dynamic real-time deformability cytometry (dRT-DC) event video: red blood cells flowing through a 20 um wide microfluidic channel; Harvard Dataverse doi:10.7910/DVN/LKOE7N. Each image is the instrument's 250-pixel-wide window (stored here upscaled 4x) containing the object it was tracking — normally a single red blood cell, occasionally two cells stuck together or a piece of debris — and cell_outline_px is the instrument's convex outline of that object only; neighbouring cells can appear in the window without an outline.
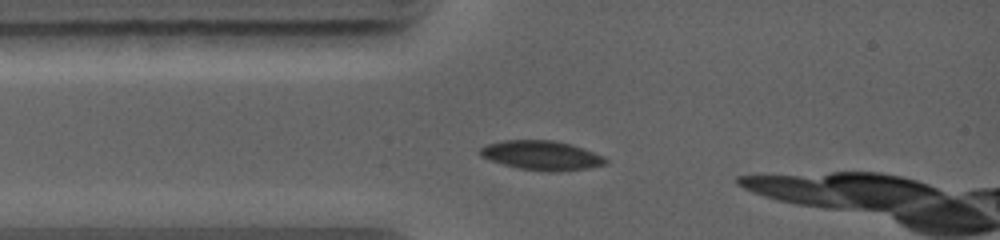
{"species": "common noctule bat (a hibernating species)", "species_latin": "Nyctalus noctula", "temperature_condition": "warm", "stored_images_in_passage": 4, "camera_frame_rate_fps": 5000, "um_per_image_px": 0.085, "animal": {"sex": "female", "body_mass_g": 19.0, "forearm_length_mm": 56.7}, "frame": {"image": 1, "passage_image": 1, "time_ms": 0.0, "image_size_px": [1000, 240], "cell_outline_px": [[608, 160], [604, 164], [588, 168], [552, 172], [548, 172], [520, 168], [504, 164], [480, 156], [476, 152], [480, 148], [488, 144], [504, 140], [556, 140], [572, 144], [584, 148], [604, 156]], "centroid_in_image_um": [46.04, 13.19], "position_along_channel_um": 39.0, "area_um2": 21.44}}
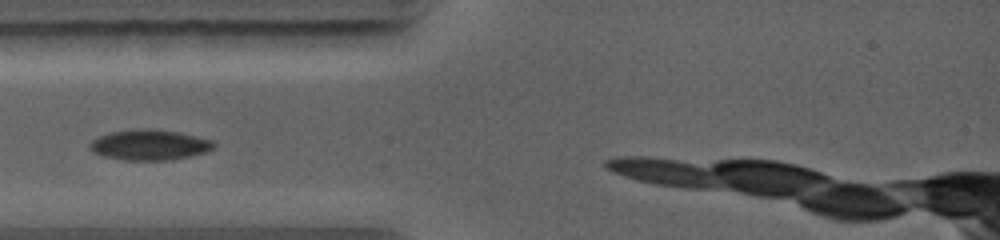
{"frame": {"image": 2, "passage_image": 2, "time_ms": 0.8, "image_size_px": [1000, 240], "cell_outline_px": [[216, 144], [212, 148], [204, 152], [188, 156], [168, 160], [128, 160], [104, 156], [92, 152], [88, 148], [92, 140], [108, 132], [132, 128], [156, 128], [180, 132], [212, 140]], "centroid_in_image_um": [12.67, 12.28], "position_along_channel_um": 72.3, "area_um2": 22.14}}